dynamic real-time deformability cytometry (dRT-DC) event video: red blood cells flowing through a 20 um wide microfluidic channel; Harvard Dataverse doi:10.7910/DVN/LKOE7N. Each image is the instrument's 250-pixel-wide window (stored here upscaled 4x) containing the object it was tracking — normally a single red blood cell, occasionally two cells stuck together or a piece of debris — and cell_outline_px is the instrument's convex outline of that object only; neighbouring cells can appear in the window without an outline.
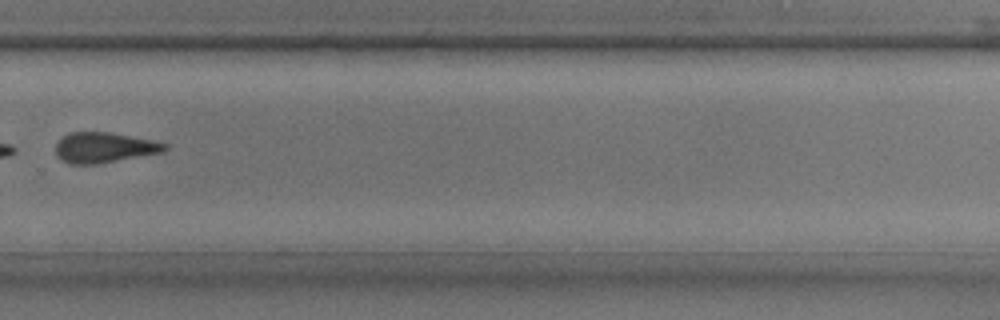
{"species": "common noctule bat (a hibernating species)", "species_latin": "Nyctalus noctula", "temperature_condition": "room temperature", "stored_images_in_passage": 32, "camera_frame_rate_fps": 3000, "um_per_image_px": 0.085, "animal": {"sex": "male", "body_mass_g": 17.9, "forearm_length_mm": 54.2}, "frame": {"image": 1, "passage_image": 23, "time_ms": 7.333, "image_size_px": [1000, 320], "cell_outline_px": [[168, 148], [164, 152], [96, 164], [68, 164], [60, 160], [56, 156], [56, 144], [64, 136], [72, 132], [108, 132], [152, 140], [168, 144]], "centroid_in_image_um": [8.85, 12.55], "position_along_channel_um": 321.0, "area_um2": 19.25}}